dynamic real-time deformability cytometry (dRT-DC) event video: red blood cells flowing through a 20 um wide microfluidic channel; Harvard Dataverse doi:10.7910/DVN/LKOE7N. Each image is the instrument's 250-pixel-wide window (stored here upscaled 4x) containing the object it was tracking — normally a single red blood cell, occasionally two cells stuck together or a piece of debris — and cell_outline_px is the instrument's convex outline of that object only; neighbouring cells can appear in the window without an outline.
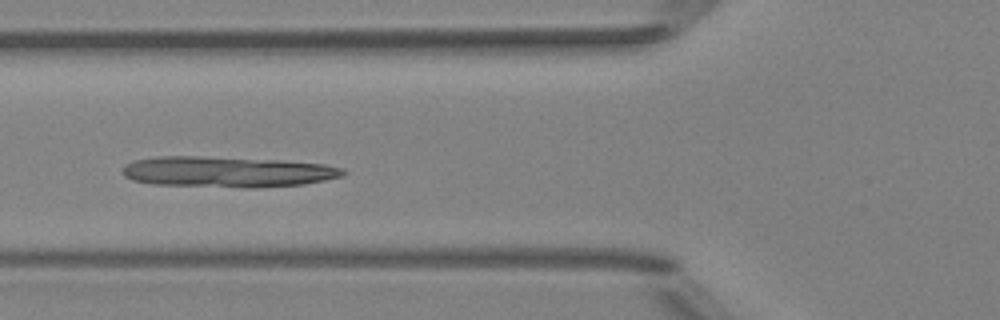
{"species": "Egyptian fruit bat (a non-hibernating species)", "species_latin": "Rousettus aegyptiacus", "temperature_condition": "room temperature", "stored_images_in_passage": 48, "camera_frame_rate_fps": 3000, "um_per_image_px": 0.085, "animal": {"sex": "female"}, "frame": {"image": 1, "passage_image": 16, "time_ms": 5.0, "image_size_px": [1000, 320], "cell_outline_px": [[348, 172], [344, 176], [304, 184], [152, 184], [132, 180], [124, 176], [120, 172], [124, 164], [132, 160], [156, 156], [196, 156], [284, 160], [324, 164], [344, 168]], "centroid_in_image_um": [19.26, 14.53], "position_along_channel_um": 106.5, "area_um2": 37.86}}
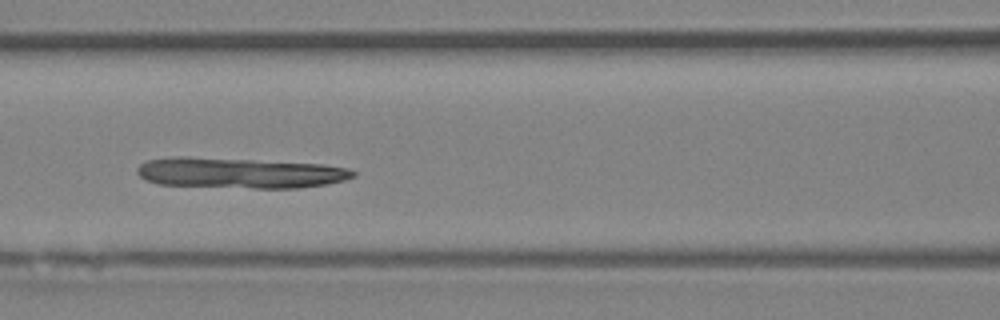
{"frame": {"image": 2, "passage_image": 19, "time_ms": 6.0, "image_size_px": [1000, 320], "cell_outline_px": [[356, 176], [344, 180], [324, 184], [296, 188], [256, 188], [160, 184], [148, 180], [140, 176], [136, 172], [136, 168], [140, 164], [148, 160], [176, 156], [188, 156], [320, 164], [348, 168], [356, 172]], "centroid_in_image_um": [20.36, 14.69], "position_along_channel_um": 146.2, "area_um2": 38.15}}
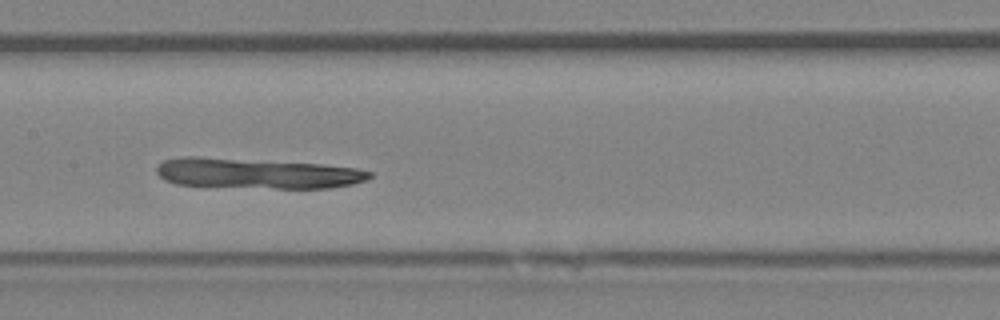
{"frame": {"image": 3, "passage_image": 22, "time_ms": 7.0, "image_size_px": [1000, 320], "cell_outline_px": [[372, 176], [368, 180], [352, 184], [328, 188], [276, 188], [176, 184], [164, 180], [156, 172], [156, 168], [164, 160], [180, 156], [196, 156], [320, 164], [356, 168], [372, 172]], "centroid_in_image_um": [21.84, 14.73], "position_along_channel_um": 185.6, "area_um2": 37.45}}